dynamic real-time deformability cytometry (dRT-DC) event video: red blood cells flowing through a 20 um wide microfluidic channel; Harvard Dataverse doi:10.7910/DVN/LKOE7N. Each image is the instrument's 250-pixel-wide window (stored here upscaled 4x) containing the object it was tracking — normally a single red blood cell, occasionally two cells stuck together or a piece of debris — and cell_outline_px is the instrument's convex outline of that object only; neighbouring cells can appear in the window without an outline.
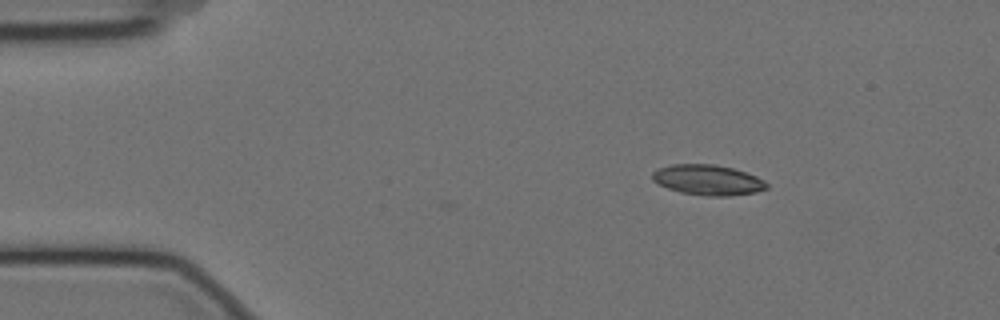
{"species": "Egyptian fruit bat (a non-hibernating species)", "species_latin": "Rousettus aegyptiacus", "temperature_condition": "cold", "stored_images_in_passage": 43, "camera_frame_rate_fps": 3000, "um_per_image_px": 0.085, "animal": {"sex": "female"}, "frame": {"image": 1, "passage_image": 1, "time_ms": 0.0, "image_size_px": [1000, 320], "cell_outline_px": [[768, 188], [756, 192], [728, 196], [704, 196], [680, 192], [668, 188], [652, 180], [652, 172], [656, 168], [672, 164], [712, 164], [732, 168], [756, 176], [764, 180], [768, 184]], "centroid_in_image_um": [60.15, 15.3], "position_along_channel_um": 24.9, "area_um2": 20.23}}
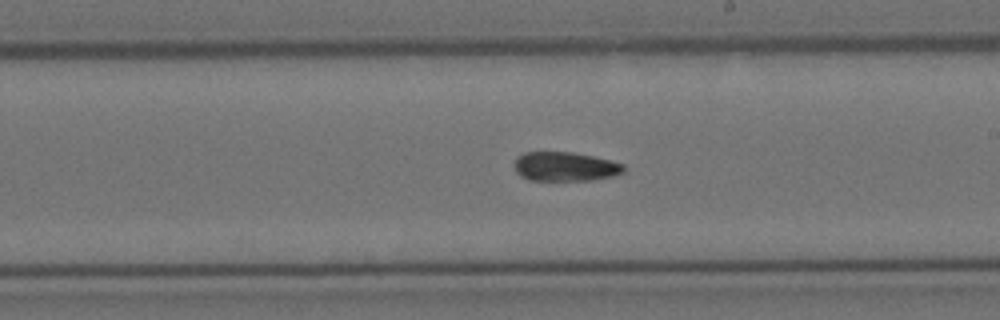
{"frame": {"image": 2, "passage_image": 25, "time_ms": 8.0, "image_size_px": [1000, 320], "cell_outline_px": [[624, 172], [612, 176], [592, 180], [528, 180], [520, 176], [516, 172], [516, 156], [524, 152], [572, 152], [592, 156], [624, 164]], "centroid_in_image_um": [48.01, 14.16], "position_along_channel_um": 241.0, "area_um2": 18.5}}
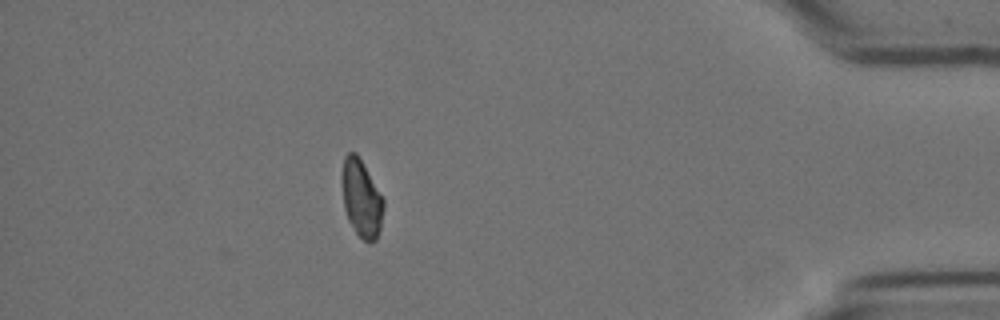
{"frame": {"image": 3, "passage_image": 43, "time_ms": 14.0, "image_size_px": [1000, 320], "cell_outline_px": [[384, 208], [380, 228], [376, 240], [372, 244], [368, 244], [356, 232], [348, 220], [344, 208], [340, 180], [344, 156], [348, 152], [356, 152], [384, 200]], "centroid_in_image_um": [30.69, 16.88], "position_along_channel_um": 404.5, "area_um2": 18.9}, "authors_computed_cell_mechanics": {"area_um2": 19.7676, "velocity_mm_per_s": 3.5265, "shape_relaxation_time_tau1_ms": null, "shape_relaxation_time_tau2_ms": 7.0866, "deformation_change_tau1": null, "deformation_change_tau2": 0.1361}}